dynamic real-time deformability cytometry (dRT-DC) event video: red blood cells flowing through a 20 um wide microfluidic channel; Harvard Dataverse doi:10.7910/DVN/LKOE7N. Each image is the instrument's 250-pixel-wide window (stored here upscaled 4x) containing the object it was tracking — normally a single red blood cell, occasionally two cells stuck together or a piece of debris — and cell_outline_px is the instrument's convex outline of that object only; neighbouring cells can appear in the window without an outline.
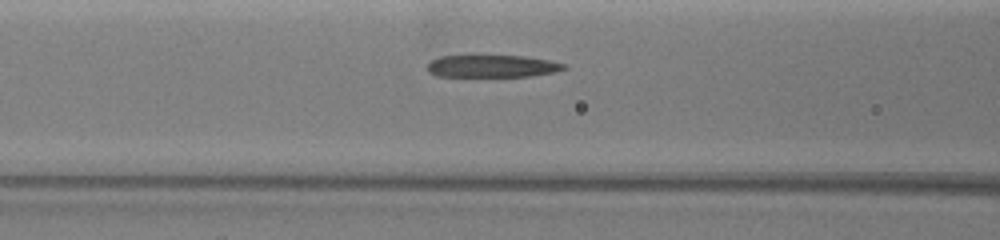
{"species": "common noctule bat (a hibernating species)", "species_latin": "Nyctalus noctula", "temperature_condition": "warm", "stored_images_in_passage": 12, "camera_frame_rate_fps": 3000, "um_per_image_px": 0.085, "animal": {"sex": "female", "body_mass_g": 19.5, "forearm_length_mm": 54.1}, "frame": {"image": 1, "passage_image": 3, "time_ms": 0.667, "image_size_px": [1000, 240], "cell_outline_px": [[568, 68], [556, 72], [532, 76], [436, 76], [428, 72], [428, 64], [432, 60], [440, 56], [524, 56], [548, 60], [564, 64]], "centroid_in_image_um": [41.85, 5.63], "position_along_channel_um": 124.7, "area_um2": 17.63}}
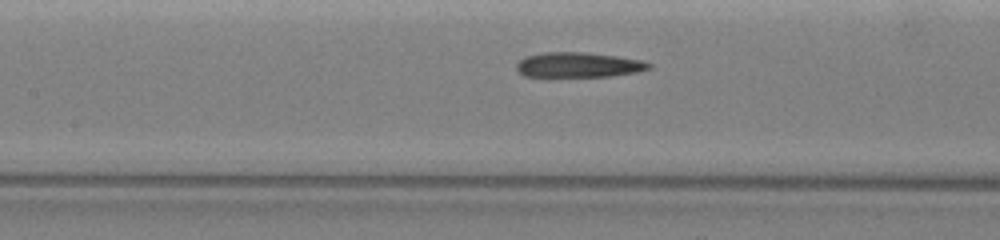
{"frame": {"image": 2, "passage_image": 6, "time_ms": 1.667, "image_size_px": [1000, 240], "cell_outline_px": [[652, 68], [636, 72], [612, 76], [524, 76], [516, 68], [516, 64], [520, 60], [528, 56], [544, 52], [580, 52], [616, 56], [640, 60], [652, 64]], "centroid_in_image_um": [49.18, 5.51], "position_along_channel_um": 158.2, "area_um2": 19.02}}
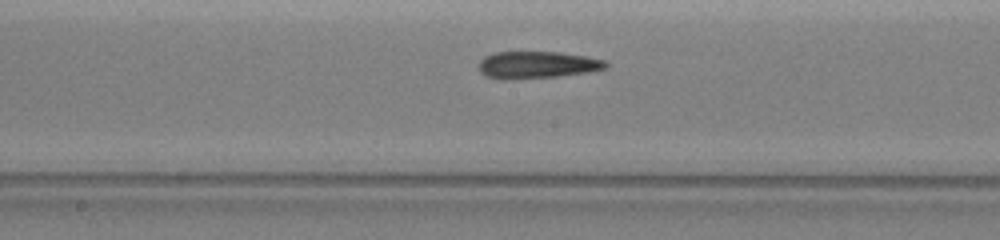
{"frame": {"image": 3, "passage_image": 10, "time_ms": 3.0, "image_size_px": [1000, 240], "cell_outline_px": [[608, 68], [588, 72], [556, 76], [512, 80], [500, 80], [484, 76], [480, 72], [480, 60], [484, 56], [496, 52], [556, 52], [584, 56], [604, 60], [608, 64]], "centroid_in_image_um": [45.61, 5.53], "position_along_channel_um": 202.6, "area_um2": 20.11}}